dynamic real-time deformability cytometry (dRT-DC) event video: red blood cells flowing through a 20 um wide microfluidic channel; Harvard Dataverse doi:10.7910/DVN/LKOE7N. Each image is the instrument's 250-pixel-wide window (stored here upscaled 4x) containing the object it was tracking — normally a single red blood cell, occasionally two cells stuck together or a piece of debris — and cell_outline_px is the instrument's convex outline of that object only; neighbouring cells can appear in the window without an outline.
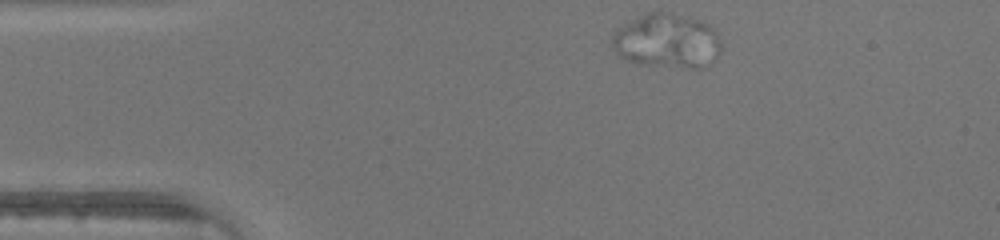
{"species": "human", "species_latin": "Homo sapiens", "temperature_condition": "warm", "stored_images_in_passage": 40, "camera_frame_rate_fps": 3000, "um_per_image_px": 0.085, "donor": {"sex": "male"}, "frame": {"image": 1, "passage_image": 1, "time_ms": 0.0, "image_size_px": [1000, 240], "cell_outline_px": [[720, 52], [716, 60], [700, 68], [688, 68], [636, 64], [624, 60], [616, 56], [612, 44], [612, 36], [628, 20], [644, 12], [672, 12], [708, 24], [716, 32], [720, 40]], "centroid_in_image_um": [56.66, 3.49], "position_along_channel_um": 28.3, "area_um2": 35.03}}
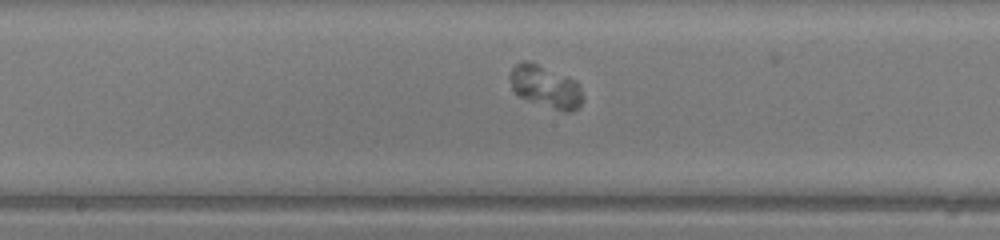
{"frame": {"image": 2, "passage_image": 17, "time_ms": 5.333, "image_size_px": [1000, 240], "cell_outline_px": [[584, 100], [572, 112], [564, 112], [528, 100], [520, 96], [512, 88], [508, 80], [508, 76], [512, 68], [516, 64], [524, 60], [536, 64], [568, 76], [576, 80], [584, 96]], "centroid_in_image_um": [46.38, 7.37], "position_along_channel_um": 201.8, "area_um2": 17.92}}
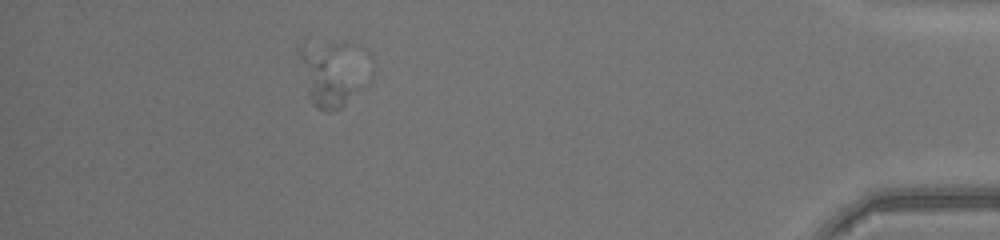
{"frame": {"image": 3, "passage_image": 35, "time_ms": 11.333, "image_size_px": [1000, 240], "cell_outline_px": [[376, 64], [372, 80], [364, 88], [340, 108], [332, 112], [324, 112], [316, 108], [308, 92], [300, 56], [300, 48], [304, 40], [308, 36], [368, 48], [372, 52], [376, 60]], "centroid_in_image_um": [28.49, 6.08], "position_along_channel_um": 406.7, "area_um2": 29.54}}